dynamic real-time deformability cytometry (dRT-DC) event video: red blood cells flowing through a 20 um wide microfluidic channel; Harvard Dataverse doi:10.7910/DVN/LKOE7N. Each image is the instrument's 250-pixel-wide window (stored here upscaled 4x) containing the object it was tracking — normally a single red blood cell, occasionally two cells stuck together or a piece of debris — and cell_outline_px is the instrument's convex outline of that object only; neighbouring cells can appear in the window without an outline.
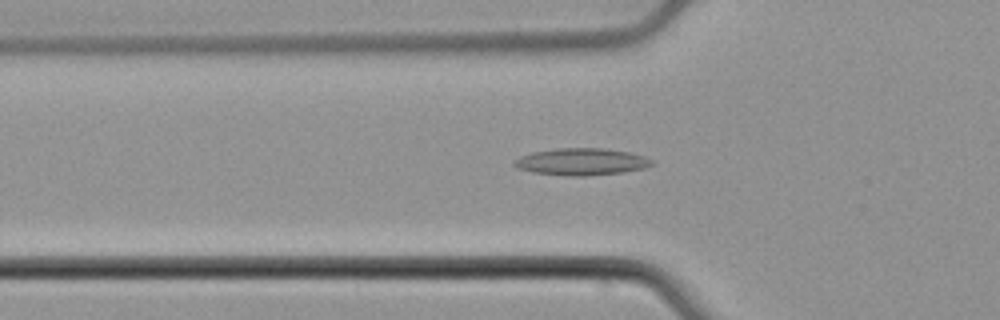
{"species": "common noctule bat (a hibernating species)", "species_latin": "Nyctalus noctula", "temperature_condition": "cold", "stored_images_in_passage": 44, "camera_frame_rate_fps": 3000, "um_per_image_px": 0.085, "animal": {"sex": "male", "body_mass_g": 21.5, "forearm_length_mm": 52.0}, "frame": {"image": 1, "passage_image": 10, "time_ms": 3.0, "image_size_px": [1000, 320], "cell_outline_px": [[652, 164], [644, 168], [624, 172], [584, 176], [568, 176], [532, 172], [516, 168], [512, 164], [520, 156], [532, 152], [556, 148], [604, 148], [628, 152], [644, 156], [652, 160]], "centroid_in_image_um": [49.39, 13.75], "position_along_channel_um": 76.4, "area_um2": 21.62}}
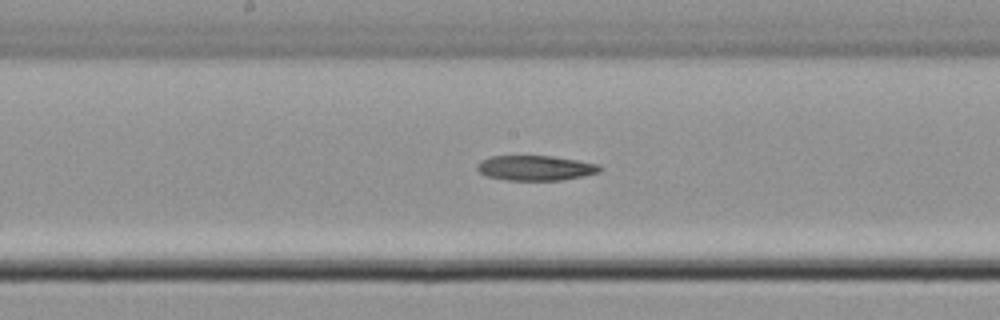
{"frame": {"image": 2, "passage_image": 20, "time_ms": 6.333, "image_size_px": [1000, 320], "cell_outline_px": [[600, 172], [584, 176], [560, 180], [508, 180], [488, 176], [480, 172], [476, 168], [476, 164], [480, 160], [492, 156], [552, 156], [600, 164]], "centroid_in_image_um": [45.51, 14.27], "position_along_channel_um": 202.7, "area_um2": 17.8}}
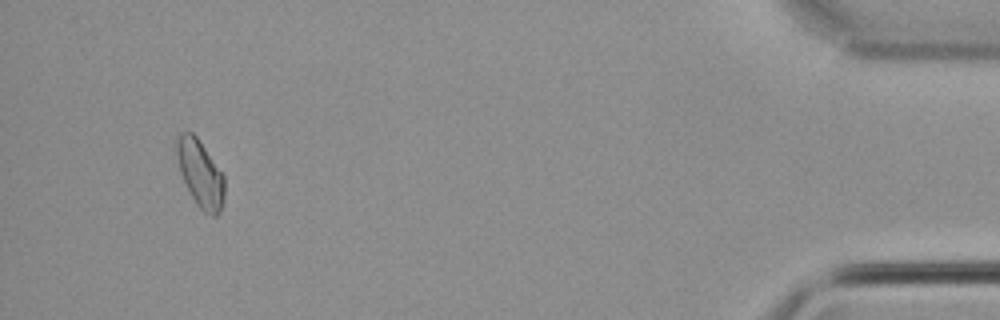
{"frame": {"image": 3, "passage_image": 43, "time_ms": 14.0, "image_size_px": [1000, 320], "cell_outline_px": [[224, 200], [220, 212], [216, 216], [212, 216], [204, 212], [196, 204], [180, 172], [176, 152], [176, 140], [180, 132], [192, 132], [196, 136], [224, 176]], "centroid_in_image_um": [17.03, 14.77], "position_along_channel_um": 418.2, "area_um2": 18.38}}